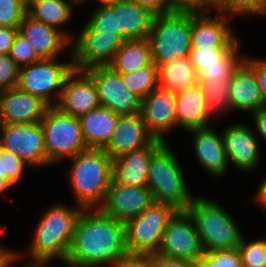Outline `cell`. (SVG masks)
I'll return each mask as SVG.
<instances>
[{
  "label": "cell",
  "instance_id": "cb8c5ba5",
  "mask_svg": "<svg viewBox=\"0 0 266 267\" xmlns=\"http://www.w3.org/2000/svg\"><path fill=\"white\" fill-rule=\"evenodd\" d=\"M19 33L28 39L41 59L60 58V54L72 45L60 30L36 21L27 14L19 26Z\"/></svg>",
  "mask_w": 266,
  "mask_h": 267
},
{
  "label": "cell",
  "instance_id": "ab89813d",
  "mask_svg": "<svg viewBox=\"0 0 266 267\" xmlns=\"http://www.w3.org/2000/svg\"><path fill=\"white\" fill-rule=\"evenodd\" d=\"M87 24L98 33L118 34L116 29V14L110 7H97L89 16Z\"/></svg>",
  "mask_w": 266,
  "mask_h": 267
},
{
  "label": "cell",
  "instance_id": "f6af8a7d",
  "mask_svg": "<svg viewBox=\"0 0 266 267\" xmlns=\"http://www.w3.org/2000/svg\"><path fill=\"white\" fill-rule=\"evenodd\" d=\"M244 60L253 68L257 77L262 98L266 104V59L244 56Z\"/></svg>",
  "mask_w": 266,
  "mask_h": 267
},
{
  "label": "cell",
  "instance_id": "7bdbcfd3",
  "mask_svg": "<svg viewBox=\"0 0 266 267\" xmlns=\"http://www.w3.org/2000/svg\"><path fill=\"white\" fill-rule=\"evenodd\" d=\"M167 13L178 12H202L210 9L204 0H166Z\"/></svg>",
  "mask_w": 266,
  "mask_h": 267
},
{
  "label": "cell",
  "instance_id": "603a6c76",
  "mask_svg": "<svg viewBox=\"0 0 266 267\" xmlns=\"http://www.w3.org/2000/svg\"><path fill=\"white\" fill-rule=\"evenodd\" d=\"M230 105L235 110L253 113L266 104L261 95L258 77L243 59L230 78Z\"/></svg>",
  "mask_w": 266,
  "mask_h": 267
},
{
  "label": "cell",
  "instance_id": "5bb4252c",
  "mask_svg": "<svg viewBox=\"0 0 266 267\" xmlns=\"http://www.w3.org/2000/svg\"><path fill=\"white\" fill-rule=\"evenodd\" d=\"M154 202L148 187L120 184L112 178L105 200L99 209L125 223L143 213Z\"/></svg>",
  "mask_w": 266,
  "mask_h": 267
},
{
  "label": "cell",
  "instance_id": "681fc988",
  "mask_svg": "<svg viewBox=\"0 0 266 267\" xmlns=\"http://www.w3.org/2000/svg\"><path fill=\"white\" fill-rule=\"evenodd\" d=\"M254 127L259 136L266 141V106L252 113Z\"/></svg>",
  "mask_w": 266,
  "mask_h": 267
},
{
  "label": "cell",
  "instance_id": "5b68a950",
  "mask_svg": "<svg viewBox=\"0 0 266 267\" xmlns=\"http://www.w3.org/2000/svg\"><path fill=\"white\" fill-rule=\"evenodd\" d=\"M186 211L193 218L205 252L238 248L243 234L235 219L216 201L198 196Z\"/></svg>",
  "mask_w": 266,
  "mask_h": 267
},
{
  "label": "cell",
  "instance_id": "7a4b0ae2",
  "mask_svg": "<svg viewBox=\"0 0 266 267\" xmlns=\"http://www.w3.org/2000/svg\"><path fill=\"white\" fill-rule=\"evenodd\" d=\"M69 182L76 205L99 209L112 181L113 160L103 149L87 148L70 158Z\"/></svg>",
  "mask_w": 266,
  "mask_h": 267
},
{
  "label": "cell",
  "instance_id": "3957f363",
  "mask_svg": "<svg viewBox=\"0 0 266 267\" xmlns=\"http://www.w3.org/2000/svg\"><path fill=\"white\" fill-rule=\"evenodd\" d=\"M83 209L67 204H53L44 211L35 229L28 249L31 262H48L59 259L65 263L75 225Z\"/></svg>",
  "mask_w": 266,
  "mask_h": 267
},
{
  "label": "cell",
  "instance_id": "816d5d0a",
  "mask_svg": "<svg viewBox=\"0 0 266 267\" xmlns=\"http://www.w3.org/2000/svg\"><path fill=\"white\" fill-rule=\"evenodd\" d=\"M16 252L0 245V267H7Z\"/></svg>",
  "mask_w": 266,
  "mask_h": 267
},
{
  "label": "cell",
  "instance_id": "9a60e30c",
  "mask_svg": "<svg viewBox=\"0 0 266 267\" xmlns=\"http://www.w3.org/2000/svg\"><path fill=\"white\" fill-rule=\"evenodd\" d=\"M210 12H192L191 48L237 47L240 41L228 24L232 17L217 11L212 17Z\"/></svg>",
  "mask_w": 266,
  "mask_h": 267
},
{
  "label": "cell",
  "instance_id": "1f68e13d",
  "mask_svg": "<svg viewBox=\"0 0 266 267\" xmlns=\"http://www.w3.org/2000/svg\"><path fill=\"white\" fill-rule=\"evenodd\" d=\"M199 85L203 90L208 111L212 117L232 109L230 105V80L199 82Z\"/></svg>",
  "mask_w": 266,
  "mask_h": 267
},
{
  "label": "cell",
  "instance_id": "277c9868",
  "mask_svg": "<svg viewBox=\"0 0 266 267\" xmlns=\"http://www.w3.org/2000/svg\"><path fill=\"white\" fill-rule=\"evenodd\" d=\"M178 158L167 141L151 156L147 187L154 201L171 205L177 211H186L193 202Z\"/></svg>",
  "mask_w": 266,
  "mask_h": 267
},
{
  "label": "cell",
  "instance_id": "db71d44e",
  "mask_svg": "<svg viewBox=\"0 0 266 267\" xmlns=\"http://www.w3.org/2000/svg\"><path fill=\"white\" fill-rule=\"evenodd\" d=\"M12 186H14L8 179L4 178V175H0V194L8 191Z\"/></svg>",
  "mask_w": 266,
  "mask_h": 267
},
{
  "label": "cell",
  "instance_id": "4dcf8cb0",
  "mask_svg": "<svg viewBox=\"0 0 266 267\" xmlns=\"http://www.w3.org/2000/svg\"><path fill=\"white\" fill-rule=\"evenodd\" d=\"M121 76L128 89L141 100L158 87L157 66L154 63Z\"/></svg>",
  "mask_w": 266,
  "mask_h": 267
},
{
  "label": "cell",
  "instance_id": "30bf717a",
  "mask_svg": "<svg viewBox=\"0 0 266 267\" xmlns=\"http://www.w3.org/2000/svg\"><path fill=\"white\" fill-rule=\"evenodd\" d=\"M156 254L195 264L205 254L193 218L187 211H177L168 221Z\"/></svg>",
  "mask_w": 266,
  "mask_h": 267
},
{
  "label": "cell",
  "instance_id": "d590c367",
  "mask_svg": "<svg viewBox=\"0 0 266 267\" xmlns=\"http://www.w3.org/2000/svg\"><path fill=\"white\" fill-rule=\"evenodd\" d=\"M246 241L242 237L237 248L241 264L246 267H266V237L252 242Z\"/></svg>",
  "mask_w": 266,
  "mask_h": 267
},
{
  "label": "cell",
  "instance_id": "f1b7e54d",
  "mask_svg": "<svg viewBox=\"0 0 266 267\" xmlns=\"http://www.w3.org/2000/svg\"><path fill=\"white\" fill-rule=\"evenodd\" d=\"M157 75L158 87L175 95L199 84L188 56L157 65Z\"/></svg>",
  "mask_w": 266,
  "mask_h": 267
},
{
  "label": "cell",
  "instance_id": "e575fe53",
  "mask_svg": "<svg viewBox=\"0 0 266 267\" xmlns=\"http://www.w3.org/2000/svg\"><path fill=\"white\" fill-rule=\"evenodd\" d=\"M236 47L191 48L189 59L194 69L199 73L206 66L221 65Z\"/></svg>",
  "mask_w": 266,
  "mask_h": 267
},
{
  "label": "cell",
  "instance_id": "f546056e",
  "mask_svg": "<svg viewBox=\"0 0 266 267\" xmlns=\"http://www.w3.org/2000/svg\"><path fill=\"white\" fill-rule=\"evenodd\" d=\"M153 63L148 38L125 40L108 65L115 73L125 74Z\"/></svg>",
  "mask_w": 266,
  "mask_h": 267
},
{
  "label": "cell",
  "instance_id": "c3c4849f",
  "mask_svg": "<svg viewBox=\"0 0 266 267\" xmlns=\"http://www.w3.org/2000/svg\"><path fill=\"white\" fill-rule=\"evenodd\" d=\"M129 1L149 9L155 15H161L167 13L166 0H129Z\"/></svg>",
  "mask_w": 266,
  "mask_h": 267
},
{
  "label": "cell",
  "instance_id": "d6a6232c",
  "mask_svg": "<svg viewBox=\"0 0 266 267\" xmlns=\"http://www.w3.org/2000/svg\"><path fill=\"white\" fill-rule=\"evenodd\" d=\"M210 9L232 18L236 15L265 16L266 0H218Z\"/></svg>",
  "mask_w": 266,
  "mask_h": 267
},
{
  "label": "cell",
  "instance_id": "b9f144b4",
  "mask_svg": "<svg viewBox=\"0 0 266 267\" xmlns=\"http://www.w3.org/2000/svg\"><path fill=\"white\" fill-rule=\"evenodd\" d=\"M20 67L9 54L0 53V91L17 87Z\"/></svg>",
  "mask_w": 266,
  "mask_h": 267
},
{
  "label": "cell",
  "instance_id": "7c38bea8",
  "mask_svg": "<svg viewBox=\"0 0 266 267\" xmlns=\"http://www.w3.org/2000/svg\"><path fill=\"white\" fill-rule=\"evenodd\" d=\"M0 147L20 157L28 166H49L40 122L0 125Z\"/></svg>",
  "mask_w": 266,
  "mask_h": 267
},
{
  "label": "cell",
  "instance_id": "7dc6e473",
  "mask_svg": "<svg viewBox=\"0 0 266 267\" xmlns=\"http://www.w3.org/2000/svg\"><path fill=\"white\" fill-rule=\"evenodd\" d=\"M154 267H196L195 263L154 254Z\"/></svg>",
  "mask_w": 266,
  "mask_h": 267
},
{
  "label": "cell",
  "instance_id": "ac0fdd59",
  "mask_svg": "<svg viewBox=\"0 0 266 267\" xmlns=\"http://www.w3.org/2000/svg\"><path fill=\"white\" fill-rule=\"evenodd\" d=\"M253 131L249 126L235 123L222 132L228 164L244 173L255 169L261 157L259 139Z\"/></svg>",
  "mask_w": 266,
  "mask_h": 267
},
{
  "label": "cell",
  "instance_id": "484cf974",
  "mask_svg": "<svg viewBox=\"0 0 266 267\" xmlns=\"http://www.w3.org/2000/svg\"><path fill=\"white\" fill-rule=\"evenodd\" d=\"M177 127L188 132L209 126L212 118L199 84L176 94Z\"/></svg>",
  "mask_w": 266,
  "mask_h": 267
},
{
  "label": "cell",
  "instance_id": "d4e9b609",
  "mask_svg": "<svg viewBox=\"0 0 266 267\" xmlns=\"http://www.w3.org/2000/svg\"><path fill=\"white\" fill-rule=\"evenodd\" d=\"M110 7L116 14L119 36L125 40L148 38L156 16L153 12L129 0L119 1Z\"/></svg>",
  "mask_w": 266,
  "mask_h": 267
},
{
  "label": "cell",
  "instance_id": "83f0119b",
  "mask_svg": "<svg viewBox=\"0 0 266 267\" xmlns=\"http://www.w3.org/2000/svg\"><path fill=\"white\" fill-rule=\"evenodd\" d=\"M75 5H79L76 0H27L26 13L32 19L60 30L73 43V35L63 31V27L72 18Z\"/></svg>",
  "mask_w": 266,
  "mask_h": 267
},
{
  "label": "cell",
  "instance_id": "7402d4cb",
  "mask_svg": "<svg viewBox=\"0 0 266 267\" xmlns=\"http://www.w3.org/2000/svg\"><path fill=\"white\" fill-rule=\"evenodd\" d=\"M155 139L150 145L131 151L113 160L112 178L120 184L147 187L151 156L165 143Z\"/></svg>",
  "mask_w": 266,
  "mask_h": 267
},
{
  "label": "cell",
  "instance_id": "6da1fadb",
  "mask_svg": "<svg viewBox=\"0 0 266 267\" xmlns=\"http://www.w3.org/2000/svg\"><path fill=\"white\" fill-rule=\"evenodd\" d=\"M128 254L125 223L100 209H83L64 264L68 267L113 266Z\"/></svg>",
  "mask_w": 266,
  "mask_h": 267
},
{
  "label": "cell",
  "instance_id": "ffe728a7",
  "mask_svg": "<svg viewBox=\"0 0 266 267\" xmlns=\"http://www.w3.org/2000/svg\"><path fill=\"white\" fill-rule=\"evenodd\" d=\"M155 137L148 131L141 112L121 115L107 146L103 149L114 160L131 151L150 145Z\"/></svg>",
  "mask_w": 266,
  "mask_h": 267
},
{
  "label": "cell",
  "instance_id": "f35d334b",
  "mask_svg": "<svg viewBox=\"0 0 266 267\" xmlns=\"http://www.w3.org/2000/svg\"><path fill=\"white\" fill-rule=\"evenodd\" d=\"M27 164L17 155L0 147V175L13 185L18 184Z\"/></svg>",
  "mask_w": 266,
  "mask_h": 267
},
{
  "label": "cell",
  "instance_id": "4316f807",
  "mask_svg": "<svg viewBox=\"0 0 266 267\" xmlns=\"http://www.w3.org/2000/svg\"><path fill=\"white\" fill-rule=\"evenodd\" d=\"M120 115L100 106L79 117L87 148L104 149L110 141Z\"/></svg>",
  "mask_w": 266,
  "mask_h": 267
},
{
  "label": "cell",
  "instance_id": "f5cc1de1",
  "mask_svg": "<svg viewBox=\"0 0 266 267\" xmlns=\"http://www.w3.org/2000/svg\"><path fill=\"white\" fill-rule=\"evenodd\" d=\"M22 257L21 253L19 254V252H16V255L12 258V260L10 261V263L8 264L7 267H13V265L15 264L14 262H17V260H19ZM48 265V262H30L27 264H24V266L22 267H48L45 265Z\"/></svg>",
  "mask_w": 266,
  "mask_h": 267
},
{
  "label": "cell",
  "instance_id": "9c48e42d",
  "mask_svg": "<svg viewBox=\"0 0 266 267\" xmlns=\"http://www.w3.org/2000/svg\"><path fill=\"white\" fill-rule=\"evenodd\" d=\"M177 212L171 205L154 202L143 213L125 222L129 254H156L168 221Z\"/></svg>",
  "mask_w": 266,
  "mask_h": 267
},
{
  "label": "cell",
  "instance_id": "8992f818",
  "mask_svg": "<svg viewBox=\"0 0 266 267\" xmlns=\"http://www.w3.org/2000/svg\"><path fill=\"white\" fill-rule=\"evenodd\" d=\"M191 30L192 12L156 15L148 36L153 63L157 66L189 56Z\"/></svg>",
  "mask_w": 266,
  "mask_h": 267
},
{
  "label": "cell",
  "instance_id": "4fadbf2b",
  "mask_svg": "<svg viewBox=\"0 0 266 267\" xmlns=\"http://www.w3.org/2000/svg\"><path fill=\"white\" fill-rule=\"evenodd\" d=\"M85 71L95 82L101 106L120 116L141 112V99L128 89L121 74L109 66H95Z\"/></svg>",
  "mask_w": 266,
  "mask_h": 267
},
{
  "label": "cell",
  "instance_id": "ee69618b",
  "mask_svg": "<svg viewBox=\"0 0 266 267\" xmlns=\"http://www.w3.org/2000/svg\"><path fill=\"white\" fill-rule=\"evenodd\" d=\"M112 267H154V254H128Z\"/></svg>",
  "mask_w": 266,
  "mask_h": 267
},
{
  "label": "cell",
  "instance_id": "836d02e7",
  "mask_svg": "<svg viewBox=\"0 0 266 267\" xmlns=\"http://www.w3.org/2000/svg\"><path fill=\"white\" fill-rule=\"evenodd\" d=\"M240 44L223 60L221 65L206 66L198 73L199 82L229 81L231 74L239 63L244 59V55H239Z\"/></svg>",
  "mask_w": 266,
  "mask_h": 267
},
{
  "label": "cell",
  "instance_id": "680465c9",
  "mask_svg": "<svg viewBox=\"0 0 266 267\" xmlns=\"http://www.w3.org/2000/svg\"><path fill=\"white\" fill-rule=\"evenodd\" d=\"M80 5H82V2L84 1V0H76Z\"/></svg>",
  "mask_w": 266,
  "mask_h": 267
},
{
  "label": "cell",
  "instance_id": "44dd1931",
  "mask_svg": "<svg viewBox=\"0 0 266 267\" xmlns=\"http://www.w3.org/2000/svg\"><path fill=\"white\" fill-rule=\"evenodd\" d=\"M187 133L193 134V149L200 166L202 165L210 176L216 178L224 176L229 164L222 133L218 134L210 126L193 129Z\"/></svg>",
  "mask_w": 266,
  "mask_h": 267
},
{
  "label": "cell",
  "instance_id": "f907efd6",
  "mask_svg": "<svg viewBox=\"0 0 266 267\" xmlns=\"http://www.w3.org/2000/svg\"><path fill=\"white\" fill-rule=\"evenodd\" d=\"M257 204L261 206L266 211V177L260 183L259 188L257 189L256 195H254Z\"/></svg>",
  "mask_w": 266,
  "mask_h": 267
},
{
  "label": "cell",
  "instance_id": "9f6ffc18",
  "mask_svg": "<svg viewBox=\"0 0 266 267\" xmlns=\"http://www.w3.org/2000/svg\"><path fill=\"white\" fill-rule=\"evenodd\" d=\"M218 0H204V2L211 8Z\"/></svg>",
  "mask_w": 266,
  "mask_h": 267
},
{
  "label": "cell",
  "instance_id": "e0dca14e",
  "mask_svg": "<svg viewBox=\"0 0 266 267\" xmlns=\"http://www.w3.org/2000/svg\"><path fill=\"white\" fill-rule=\"evenodd\" d=\"M141 115L155 139L165 141L166 134L177 128L176 95L157 87L141 100Z\"/></svg>",
  "mask_w": 266,
  "mask_h": 267
},
{
  "label": "cell",
  "instance_id": "ba28073f",
  "mask_svg": "<svg viewBox=\"0 0 266 267\" xmlns=\"http://www.w3.org/2000/svg\"><path fill=\"white\" fill-rule=\"evenodd\" d=\"M69 54L68 62H59L58 58L40 59L20 67L17 87L42 98L50 106H56L61 97L64 82L74 70L71 52Z\"/></svg>",
  "mask_w": 266,
  "mask_h": 267
},
{
  "label": "cell",
  "instance_id": "2e32d148",
  "mask_svg": "<svg viewBox=\"0 0 266 267\" xmlns=\"http://www.w3.org/2000/svg\"><path fill=\"white\" fill-rule=\"evenodd\" d=\"M101 106L93 78L74 69L66 78L57 107L62 113L80 117Z\"/></svg>",
  "mask_w": 266,
  "mask_h": 267
},
{
  "label": "cell",
  "instance_id": "bcb514c9",
  "mask_svg": "<svg viewBox=\"0 0 266 267\" xmlns=\"http://www.w3.org/2000/svg\"><path fill=\"white\" fill-rule=\"evenodd\" d=\"M19 28L0 26V53L9 54Z\"/></svg>",
  "mask_w": 266,
  "mask_h": 267
},
{
  "label": "cell",
  "instance_id": "d6986e66",
  "mask_svg": "<svg viewBox=\"0 0 266 267\" xmlns=\"http://www.w3.org/2000/svg\"><path fill=\"white\" fill-rule=\"evenodd\" d=\"M51 106L18 87L2 91L0 125L40 122Z\"/></svg>",
  "mask_w": 266,
  "mask_h": 267
},
{
  "label": "cell",
  "instance_id": "74e56055",
  "mask_svg": "<svg viewBox=\"0 0 266 267\" xmlns=\"http://www.w3.org/2000/svg\"><path fill=\"white\" fill-rule=\"evenodd\" d=\"M26 8L27 0H0V26L19 28Z\"/></svg>",
  "mask_w": 266,
  "mask_h": 267
},
{
  "label": "cell",
  "instance_id": "52a82bcc",
  "mask_svg": "<svg viewBox=\"0 0 266 267\" xmlns=\"http://www.w3.org/2000/svg\"><path fill=\"white\" fill-rule=\"evenodd\" d=\"M40 123L49 165L60 163L64 158H73L87 149L79 117L64 114L51 106Z\"/></svg>",
  "mask_w": 266,
  "mask_h": 267
},
{
  "label": "cell",
  "instance_id": "6f0895ef",
  "mask_svg": "<svg viewBox=\"0 0 266 267\" xmlns=\"http://www.w3.org/2000/svg\"><path fill=\"white\" fill-rule=\"evenodd\" d=\"M1 96H2V91H0V117H1Z\"/></svg>",
  "mask_w": 266,
  "mask_h": 267
},
{
  "label": "cell",
  "instance_id": "11a10c76",
  "mask_svg": "<svg viewBox=\"0 0 266 267\" xmlns=\"http://www.w3.org/2000/svg\"><path fill=\"white\" fill-rule=\"evenodd\" d=\"M99 4L98 7H106V6H111L119 1H123V0H98ZM86 2V0H84L82 3Z\"/></svg>",
  "mask_w": 266,
  "mask_h": 267
},
{
  "label": "cell",
  "instance_id": "60d3db41",
  "mask_svg": "<svg viewBox=\"0 0 266 267\" xmlns=\"http://www.w3.org/2000/svg\"><path fill=\"white\" fill-rule=\"evenodd\" d=\"M10 58L19 66L30 65L41 58L35 53L28 39L18 32L10 49Z\"/></svg>",
  "mask_w": 266,
  "mask_h": 267
},
{
  "label": "cell",
  "instance_id": "8d00e7d4",
  "mask_svg": "<svg viewBox=\"0 0 266 267\" xmlns=\"http://www.w3.org/2000/svg\"><path fill=\"white\" fill-rule=\"evenodd\" d=\"M237 249L213 250L205 254L196 263V267H241Z\"/></svg>",
  "mask_w": 266,
  "mask_h": 267
},
{
  "label": "cell",
  "instance_id": "8fae6325",
  "mask_svg": "<svg viewBox=\"0 0 266 267\" xmlns=\"http://www.w3.org/2000/svg\"><path fill=\"white\" fill-rule=\"evenodd\" d=\"M71 47L74 69L86 70L95 66H108L125 39L118 34L95 32L87 23Z\"/></svg>",
  "mask_w": 266,
  "mask_h": 267
}]
</instances>
